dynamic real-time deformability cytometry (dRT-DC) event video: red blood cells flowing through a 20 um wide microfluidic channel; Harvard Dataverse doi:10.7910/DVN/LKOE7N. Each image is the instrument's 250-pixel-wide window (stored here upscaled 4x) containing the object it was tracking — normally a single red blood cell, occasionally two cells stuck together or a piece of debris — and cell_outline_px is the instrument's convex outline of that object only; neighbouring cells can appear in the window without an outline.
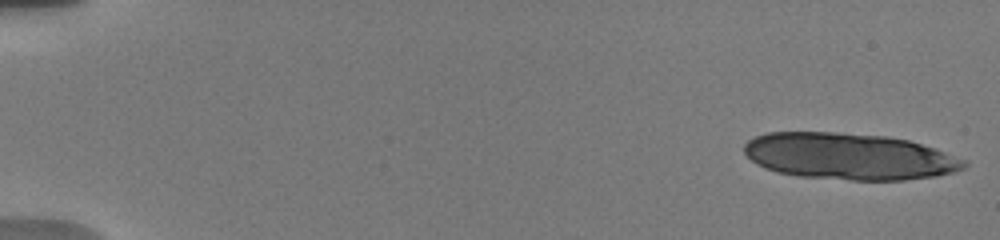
{"species": "human", "species_latin": "Homo sapiens", "temperature_condition": "warm", "stored_images_in_passage": 21, "camera_frame_rate_fps": 3000, "um_per_image_px": 0.085, "donor": {"sex": "male"}, "frame": {"image": 1, "passage_image": 1, "time_ms": 0.0, "image_size_px": [1000, 240], "cell_outline_px": [[968, 164], [964, 168], [956, 172], [936, 176], [904, 180], [852, 180], [800, 176], [776, 172], [764, 168], [756, 164], [744, 152], [744, 144], [748, 140], [756, 136], [768, 132], [836, 132], [884, 136], [908, 140], [936, 148], [968, 160]], "centroid_in_image_um": [72.21, 13.29], "position_along_channel_um": 12.8, "area_um2": 59.94}}